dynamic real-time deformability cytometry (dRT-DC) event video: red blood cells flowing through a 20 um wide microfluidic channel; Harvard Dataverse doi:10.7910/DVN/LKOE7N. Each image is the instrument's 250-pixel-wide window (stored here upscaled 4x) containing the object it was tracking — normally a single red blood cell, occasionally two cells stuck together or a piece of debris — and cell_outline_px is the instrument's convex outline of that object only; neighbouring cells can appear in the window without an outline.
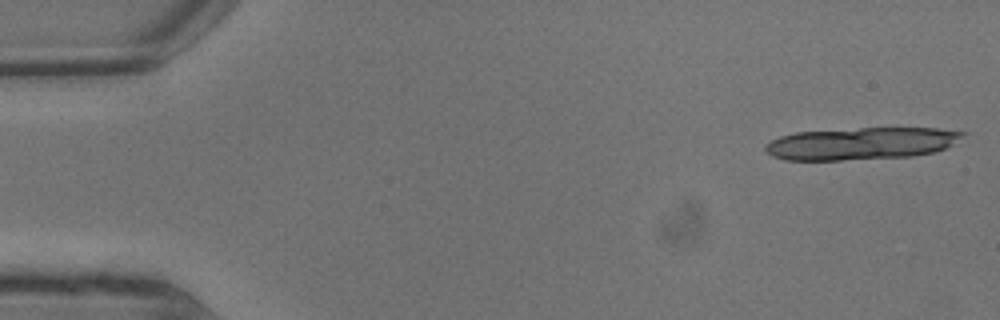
{"species": "common noctule bat (a hibernating species)", "species_latin": "Nyctalus noctula", "temperature_condition": "warm", "stored_images_in_passage": 6, "camera_frame_rate_fps": 3000, "um_per_image_px": 0.085, "animal": {"sex": "male", "body_mass_g": 13.3}, "frame": {"image": 1, "passage_image": 1, "time_ms": 0.0, "image_size_px": [1000, 320], "cell_outline_px": [[968, 132], [952, 144], [944, 148], [932, 152], [912, 156], [840, 160], [784, 160], [772, 156], [764, 148], [772, 140], [780, 136], [796, 132], [860, 128], [936, 128]], "centroid_in_image_um": [73.19, 12.19], "position_along_channel_um": 11.8, "area_um2": 36.82}}
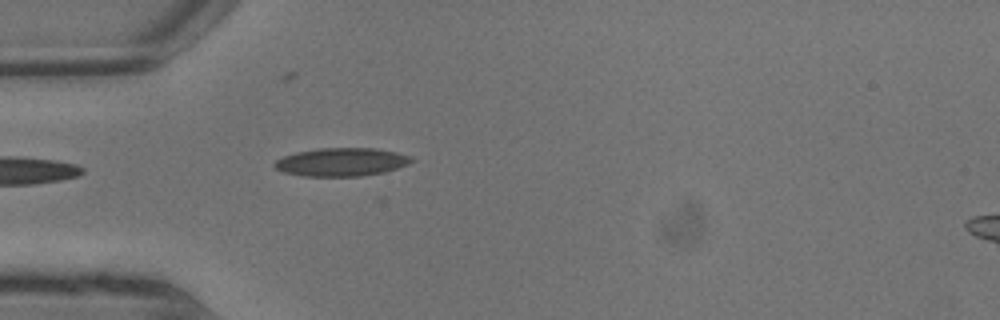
{"frame": {"image": 2, "passage_image": 6, "time_ms": 1.667, "image_size_px": [1000, 320], "cell_outline_px": [[416, 160], [408, 164], [384, 172], [360, 176], [304, 176], [284, 172], [276, 168], [272, 164], [276, 160], [284, 156], [296, 152], [320, 148], [376, 148], [396, 152], [412, 156]], "centroid_in_image_um": [29.05, 13.76], "position_along_channel_um": 56.0, "area_um2": 22.54}}